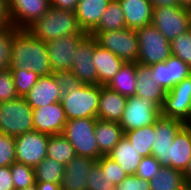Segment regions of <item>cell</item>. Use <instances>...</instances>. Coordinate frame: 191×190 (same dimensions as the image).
I'll list each match as a JSON object with an SVG mask.
<instances>
[{"instance_id":"obj_26","label":"cell","mask_w":191,"mask_h":190,"mask_svg":"<svg viewBox=\"0 0 191 190\" xmlns=\"http://www.w3.org/2000/svg\"><path fill=\"white\" fill-rule=\"evenodd\" d=\"M107 156L113 159L127 175H135L143 158L125 136Z\"/></svg>"},{"instance_id":"obj_45","label":"cell","mask_w":191,"mask_h":190,"mask_svg":"<svg viewBox=\"0 0 191 190\" xmlns=\"http://www.w3.org/2000/svg\"><path fill=\"white\" fill-rule=\"evenodd\" d=\"M0 190H15L10 166L0 167Z\"/></svg>"},{"instance_id":"obj_27","label":"cell","mask_w":191,"mask_h":190,"mask_svg":"<svg viewBox=\"0 0 191 190\" xmlns=\"http://www.w3.org/2000/svg\"><path fill=\"white\" fill-rule=\"evenodd\" d=\"M161 116L191 124V96L166 94L161 107Z\"/></svg>"},{"instance_id":"obj_21","label":"cell","mask_w":191,"mask_h":190,"mask_svg":"<svg viewBox=\"0 0 191 190\" xmlns=\"http://www.w3.org/2000/svg\"><path fill=\"white\" fill-rule=\"evenodd\" d=\"M124 17L126 28L138 29L152 24L153 7L150 0H118Z\"/></svg>"},{"instance_id":"obj_15","label":"cell","mask_w":191,"mask_h":190,"mask_svg":"<svg viewBox=\"0 0 191 190\" xmlns=\"http://www.w3.org/2000/svg\"><path fill=\"white\" fill-rule=\"evenodd\" d=\"M150 68L153 81L166 92L191 74V68L174 55L165 62L151 65Z\"/></svg>"},{"instance_id":"obj_7","label":"cell","mask_w":191,"mask_h":190,"mask_svg":"<svg viewBox=\"0 0 191 190\" xmlns=\"http://www.w3.org/2000/svg\"><path fill=\"white\" fill-rule=\"evenodd\" d=\"M161 109L152 101L136 95L127 97L126 107L119 122L124 133L155 124Z\"/></svg>"},{"instance_id":"obj_25","label":"cell","mask_w":191,"mask_h":190,"mask_svg":"<svg viewBox=\"0 0 191 190\" xmlns=\"http://www.w3.org/2000/svg\"><path fill=\"white\" fill-rule=\"evenodd\" d=\"M95 137L99 152L102 155H108L124 137V131L117 122L97 119Z\"/></svg>"},{"instance_id":"obj_17","label":"cell","mask_w":191,"mask_h":190,"mask_svg":"<svg viewBox=\"0 0 191 190\" xmlns=\"http://www.w3.org/2000/svg\"><path fill=\"white\" fill-rule=\"evenodd\" d=\"M191 159V124H185L166 151V166L182 172Z\"/></svg>"},{"instance_id":"obj_8","label":"cell","mask_w":191,"mask_h":190,"mask_svg":"<svg viewBox=\"0 0 191 190\" xmlns=\"http://www.w3.org/2000/svg\"><path fill=\"white\" fill-rule=\"evenodd\" d=\"M152 25L168 40L172 41L190 31L188 8L181 6L155 7Z\"/></svg>"},{"instance_id":"obj_18","label":"cell","mask_w":191,"mask_h":190,"mask_svg":"<svg viewBox=\"0 0 191 190\" xmlns=\"http://www.w3.org/2000/svg\"><path fill=\"white\" fill-rule=\"evenodd\" d=\"M96 160L75 156L67 165L60 183L61 190H87L88 173Z\"/></svg>"},{"instance_id":"obj_14","label":"cell","mask_w":191,"mask_h":190,"mask_svg":"<svg viewBox=\"0 0 191 190\" xmlns=\"http://www.w3.org/2000/svg\"><path fill=\"white\" fill-rule=\"evenodd\" d=\"M32 116L33 130L49 136L62 134L68 120L61 102L33 108Z\"/></svg>"},{"instance_id":"obj_33","label":"cell","mask_w":191,"mask_h":190,"mask_svg":"<svg viewBox=\"0 0 191 190\" xmlns=\"http://www.w3.org/2000/svg\"><path fill=\"white\" fill-rule=\"evenodd\" d=\"M65 165L45 157L35 168L36 182L61 183Z\"/></svg>"},{"instance_id":"obj_10","label":"cell","mask_w":191,"mask_h":190,"mask_svg":"<svg viewBox=\"0 0 191 190\" xmlns=\"http://www.w3.org/2000/svg\"><path fill=\"white\" fill-rule=\"evenodd\" d=\"M14 138L16 162L35 168L46 157L49 135L32 130Z\"/></svg>"},{"instance_id":"obj_28","label":"cell","mask_w":191,"mask_h":190,"mask_svg":"<svg viewBox=\"0 0 191 190\" xmlns=\"http://www.w3.org/2000/svg\"><path fill=\"white\" fill-rule=\"evenodd\" d=\"M136 69L137 63L125 62L106 86L126 97L134 96L137 85Z\"/></svg>"},{"instance_id":"obj_6","label":"cell","mask_w":191,"mask_h":190,"mask_svg":"<svg viewBox=\"0 0 191 190\" xmlns=\"http://www.w3.org/2000/svg\"><path fill=\"white\" fill-rule=\"evenodd\" d=\"M101 85L83 84L61 97L67 119L97 118Z\"/></svg>"},{"instance_id":"obj_48","label":"cell","mask_w":191,"mask_h":190,"mask_svg":"<svg viewBox=\"0 0 191 190\" xmlns=\"http://www.w3.org/2000/svg\"><path fill=\"white\" fill-rule=\"evenodd\" d=\"M11 24L8 13V1L0 0V29H3Z\"/></svg>"},{"instance_id":"obj_46","label":"cell","mask_w":191,"mask_h":190,"mask_svg":"<svg viewBox=\"0 0 191 190\" xmlns=\"http://www.w3.org/2000/svg\"><path fill=\"white\" fill-rule=\"evenodd\" d=\"M166 94H184L191 96V74L167 91Z\"/></svg>"},{"instance_id":"obj_9","label":"cell","mask_w":191,"mask_h":190,"mask_svg":"<svg viewBox=\"0 0 191 190\" xmlns=\"http://www.w3.org/2000/svg\"><path fill=\"white\" fill-rule=\"evenodd\" d=\"M95 38L101 47L111 51L124 62L137 63L139 44L138 36L134 29L124 28L101 32Z\"/></svg>"},{"instance_id":"obj_30","label":"cell","mask_w":191,"mask_h":190,"mask_svg":"<svg viewBox=\"0 0 191 190\" xmlns=\"http://www.w3.org/2000/svg\"><path fill=\"white\" fill-rule=\"evenodd\" d=\"M150 190H181L186 184L183 172L162 166L155 178L149 181Z\"/></svg>"},{"instance_id":"obj_49","label":"cell","mask_w":191,"mask_h":190,"mask_svg":"<svg viewBox=\"0 0 191 190\" xmlns=\"http://www.w3.org/2000/svg\"><path fill=\"white\" fill-rule=\"evenodd\" d=\"M152 7H169V6H179L177 0H150Z\"/></svg>"},{"instance_id":"obj_37","label":"cell","mask_w":191,"mask_h":190,"mask_svg":"<svg viewBox=\"0 0 191 190\" xmlns=\"http://www.w3.org/2000/svg\"><path fill=\"white\" fill-rule=\"evenodd\" d=\"M171 52L191 68V30L170 42Z\"/></svg>"},{"instance_id":"obj_4","label":"cell","mask_w":191,"mask_h":190,"mask_svg":"<svg viewBox=\"0 0 191 190\" xmlns=\"http://www.w3.org/2000/svg\"><path fill=\"white\" fill-rule=\"evenodd\" d=\"M32 112L24 97L0 102V132L15 137L32 131Z\"/></svg>"},{"instance_id":"obj_39","label":"cell","mask_w":191,"mask_h":190,"mask_svg":"<svg viewBox=\"0 0 191 190\" xmlns=\"http://www.w3.org/2000/svg\"><path fill=\"white\" fill-rule=\"evenodd\" d=\"M96 162L109 178L110 183H113L115 186L120 184L128 176L125 171L107 155H102Z\"/></svg>"},{"instance_id":"obj_24","label":"cell","mask_w":191,"mask_h":190,"mask_svg":"<svg viewBox=\"0 0 191 190\" xmlns=\"http://www.w3.org/2000/svg\"><path fill=\"white\" fill-rule=\"evenodd\" d=\"M112 0H79L76 16L80 27L89 34L99 23L106 7Z\"/></svg>"},{"instance_id":"obj_44","label":"cell","mask_w":191,"mask_h":190,"mask_svg":"<svg viewBox=\"0 0 191 190\" xmlns=\"http://www.w3.org/2000/svg\"><path fill=\"white\" fill-rule=\"evenodd\" d=\"M115 190H150V183L136 175H128L120 184L116 185Z\"/></svg>"},{"instance_id":"obj_23","label":"cell","mask_w":191,"mask_h":190,"mask_svg":"<svg viewBox=\"0 0 191 190\" xmlns=\"http://www.w3.org/2000/svg\"><path fill=\"white\" fill-rule=\"evenodd\" d=\"M151 74L150 66L137 63L135 95L152 100L161 109L167 92L153 81Z\"/></svg>"},{"instance_id":"obj_53","label":"cell","mask_w":191,"mask_h":190,"mask_svg":"<svg viewBox=\"0 0 191 190\" xmlns=\"http://www.w3.org/2000/svg\"><path fill=\"white\" fill-rule=\"evenodd\" d=\"M181 190H191V185H185Z\"/></svg>"},{"instance_id":"obj_11","label":"cell","mask_w":191,"mask_h":190,"mask_svg":"<svg viewBox=\"0 0 191 190\" xmlns=\"http://www.w3.org/2000/svg\"><path fill=\"white\" fill-rule=\"evenodd\" d=\"M88 34L65 35L46 43L52 72L71 71L76 49Z\"/></svg>"},{"instance_id":"obj_29","label":"cell","mask_w":191,"mask_h":190,"mask_svg":"<svg viewBox=\"0 0 191 190\" xmlns=\"http://www.w3.org/2000/svg\"><path fill=\"white\" fill-rule=\"evenodd\" d=\"M126 28L125 17L118 0H112L106 7L98 25L89 33L95 37L98 33Z\"/></svg>"},{"instance_id":"obj_5","label":"cell","mask_w":191,"mask_h":190,"mask_svg":"<svg viewBox=\"0 0 191 190\" xmlns=\"http://www.w3.org/2000/svg\"><path fill=\"white\" fill-rule=\"evenodd\" d=\"M139 52L137 63L151 66L167 61L171 56V44L152 24L135 30Z\"/></svg>"},{"instance_id":"obj_36","label":"cell","mask_w":191,"mask_h":190,"mask_svg":"<svg viewBox=\"0 0 191 190\" xmlns=\"http://www.w3.org/2000/svg\"><path fill=\"white\" fill-rule=\"evenodd\" d=\"M11 74L19 97H25L39 78L33 71L25 69H11Z\"/></svg>"},{"instance_id":"obj_20","label":"cell","mask_w":191,"mask_h":190,"mask_svg":"<svg viewBox=\"0 0 191 190\" xmlns=\"http://www.w3.org/2000/svg\"><path fill=\"white\" fill-rule=\"evenodd\" d=\"M127 97L101 85L97 119L119 123L126 107Z\"/></svg>"},{"instance_id":"obj_35","label":"cell","mask_w":191,"mask_h":190,"mask_svg":"<svg viewBox=\"0 0 191 190\" xmlns=\"http://www.w3.org/2000/svg\"><path fill=\"white\" fill-rule=\"evenodd\" d=\"M10 172L15 190H22L36 185L33 167L14 162L10 165Z\"/></svg>"},{"instance_id":"obj_3","label":"cell","mask_w":191,"mask_h":190,"mask_svg":"<svg viewBox=\"0 0 191 190\" xmlns=\"http://www.w3.org/2000/svg\"><path fill=\"white\" fill-rule=\"evenodd\" d=\"M97 118H77L67 120L63 135L70 142L77 156L89 157L98 160L99 152L95 137Z\"/></svg>"},{"instance_id":"obj_42","label":"cell","mask_w":191,"mask_h":190,"mask_svg":"<svg viewBox=\"0 0 191 190\" xmlns=\"http://www.w3.org/2000/svg\"><path fill=\"white\" fill-rule=\"evenodd\" d=\"M162 166L152 155L143 157L135 173L141 179L152 180L159 173Z\"/></svg>"},{"instance_id":"obj_43","label":"cell","mask_w":191,"mask_h":190,"mask_svg":"<svg viewBox=\"0 0 191 190\" xmlns=\"http://www.w3.org/2000/svg\"><path fill=\"white\" fill-rule=\"evenodd\" d=\"M19 97L13 82L11 69L0 71V102Z\"/></svg>"},{"instance_id":"obj_13","label":"cell","mask_w":191,"mask_h":190,"mask_svg":"<svg viewBox=\"0 0 191 190\" xmlns=\"http://www.w3.org/2000/svg\"><path fill=\"white\" fill-rule=\"evenodd\" d=\"M98 41L88 34L78 45L75 55V63L71 72L87 85H98V75L93 63L92 55Z\"/></svg>"},{"instance_id":"obj_1","label":"cell","mask_w":191,"mask_h":190,"mask_svg":"<svg viewBox=\"0 0 191 190\" xmlns=\"http://www.w3.org/2000/svg\"><path fill=\"white\" fill-rule=\"evenodd\" d=\"M10 69L33 71L39 77L51 75L46 42L36 39L27 29L14 37Z\"/></svg>"},{"instance_id":"obj_51","label":"cell","mask_w":191,"mask_h":190,"mask_svg":"<svg viewBox=\"0 0 191 190\" xmlns=\"http://www.w3.org/2000/svg\"><path fill=\"white\" fill-rule=\"evenodd\" d=\"M183 176L187 185H191V159L189 160L188 166L183 172Z\"/></svg>"},{"instance_id":"obj_50","label":"cell","mask_w":191,"mask_h":190,"mask_svg":"<svg viewBox=\"0 0 191 190\" xmlns=\"http://www.w3.org/2000/svg\"><path fill=\"white\" fill-rule=\"evenodd\" d=\"M37 190H61L60 184L49 182H36Z\"/></svg>"},{"instance_id":"obj_55","label":"cell","mask_w":191,"mask_h":190,"mask_svg":"<svg viewBox=\"0 0 191 190\" xmlns=\"http://www.w3.org/2000/svg\"><path fill=\"white\" fill-rule=\"evenodd\" d=\"M188 13H189V19H190V29H191V7L188 8Z\"/></svg>"},{"instance_id":"obj_40","label":"cell","mask_w":191,"mask_h":190,"mask_svg":"<svg viewBox=\"0 0 191 190\" xmlns=\"http://www.w3.org/2000/svg\"><path fill=\"white\" fill-rule=\"evenodd\" d=\"M16 162L15 138L0 132V167Z\"/></svg>"},{"instance_id":"obj_38","label":"cell","mask_w":191,"mask_h":190,"mask_svg":"<svg viewBox=\"0 0 191 190\" xmlns=\"http://www.w3.org/2000/svg\"><path fill=\"white\" fill-rule=\"evenodd\" d=\"M86 186L87 190H115L116 187L113 183H110L109 178L97 162L89 170Z\"/></svg>"},{"instance_id":"obj_41","label":"cell","mask_w":191,"mask_h":190,"mask_svg":"<svg viewBox=\"0 0 191 190\" xmlns=\"http://www.w3.org/2000/svg\"><path fill=\"white\" fill-rule=\"evenodd\" d=\"M52 74L61 89L62 96H66L70 91L76 90L83 85L71 71H56Z\"/></svg>"},{"instance_id":"obj_47","label":"cell","mask_w":191,"mask_h":190,"mask_svg":"<svg viewBox=\"0 0 191 190\" xmlns=\"http://www.w3.org/2000/svg\"><path fill=\"white\" fill-rule=\"evenodd\" d=\"M79 0H50L51 7L75 12Z\"/></svg>"},{"instance_id":"obj_52","label":"cell","mask_w":191,"mask_h":190,"mask_svg":"<svg viewBox=\"0 0 191 190\" xmlns=\"http://www.w3.org/2000/svg\"><path fill=\"white\" fill-rule=\"evenodd\" d=\"M179 3V6L190 8L191 7V0H177Z\"/></svg>"},{"instance_id":"obj_2","label":"cell","mask_w":191,"mask_h":190,"mask_svg":"<svg viewBox=\"0 0 191 190\" xmlns=\"http://www.w3.org/2000/svg\"><path fill=\"white\" fill-rule=\"evenodd\" d=\"M27 30L38 40L49 42L59 37L87 34L79 25L76 12L51 7Z\"/></svg>"},{"instance_id":"obj_31","label":"cell","mask_w":191,"mask_h":190,"mask_svg":"<svg viewBox=\"0 0 191 190\" xmlns=\"http://www.w3.org/2000/svg\"><path fill=\"white\" fill-rule=\"evenodd\" d=\"M75 156L74 148L63 134L49 136L46 157L67 165Z\"/></svg>"},{"instance_id":"obj_19","label":"cell","mask_w":191,"mask_h":190,"mask_svg":"<svg viewBox=\"0 0 191 190\" xmlns=\"http://www.w3.org/2000/svg\"><path fill=\"white\" fill-rule=\"evenodd\" d=\"M61 97V89L57 85L53 74H51L39 77L24 98L32 108H39L60 102Z\"/></svg>"},{"instance_id":"obj_32","label":"cell","mask_w":191,"mask_h":190,"mask_svg":"<svg viewBox=\"0 0 191 190\" xmlns=\"http://www.w3.org/2000/svg\"><path fill=\"white\" fill-rule=\"evenodd\" d=\"M155 135L154 124L131 131H126L124 133V136L137 149V152L142 157L151 155V148L152 144L155 142Z\"/></svg>"},{"instance_id":"obj_12","label":"cell","mask_w":191,"mask_h":190,"mask_svg":"<svg viewBox=\"0 0 191 190\" xmlns=\"http://www.w3.org/2000/svg\"><path fill=\"white\" fill-rule=\"evenodd\" d=\"M11 24L27 29L51 8L50 0H7Z\"/></svg>"},{"instance_id":"obj_22","label":"cell","mask_w":191,"mask_h":190,"mask_svg":"<svg viewBox=\"0 0 191 190\" xmlns=\"http://www.w3.org/2000/svg\"><path fill=\"white\" fill-rule=\"evenodd\" d=\"M92 59L97 70L98 85H107L125 63L99 44L94 49Z\"/></svg>"},{"instance_id":"obj_34","label":"cell","mask_w":191,"mask_h":190,"mask_svg":"<svg viewBox=\"0 0 191 190\" xmlns=\"http://www.w3.org/2000/svg\"><path fill=\"white\" fill-rule=\"evenodd\" d=\"M20 30L12 24L0 29V71L10 68L14 37Z\"/></svg>"},{"instance_id":"obj_16","label":"cell","mask_w":191,"mask_h":190,"mask_svg":"<svg viewBox=\"0 0 191 190\" xmlns=\"http://www.w3.org/2000/svg\"><path fill=\"white\" fill-rule=\"evenodd\" d=\"M185 125L176 119L160 116L155 124V139L151 148V155L157 159L161 166H166V151L171 146L178 131Z\"/></svg>"},{"instance_id":"obj_54","label":"cell","mask_w":191,"mask_h":190,"mask_svg":"<svg viewBox=\"0 0 191 190\" xmlns=\"http://www.w3.org/2000/svg\"><path fill=\"white\" fill-rule=\"evenodd\" d=\"M22 190H37L36 185L26 188V189H22Z\"/></svg>"}]
</instances>
